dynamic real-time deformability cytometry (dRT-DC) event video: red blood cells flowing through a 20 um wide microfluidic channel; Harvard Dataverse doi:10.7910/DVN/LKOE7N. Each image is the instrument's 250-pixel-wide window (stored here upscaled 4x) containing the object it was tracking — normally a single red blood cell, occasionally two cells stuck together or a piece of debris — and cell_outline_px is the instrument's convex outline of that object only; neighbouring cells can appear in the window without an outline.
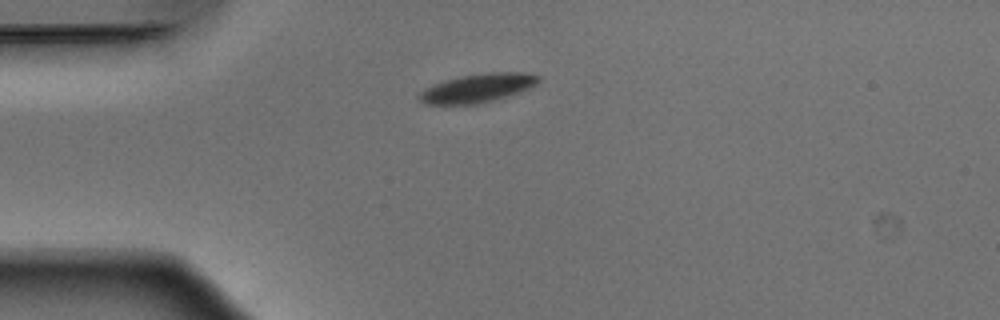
{"species": "Egyptian fruit bat (a non-hibernating species)", "species_latin": "Rousettus aegyptiacus", "temperature_condition": "warm", "stored_images_in_passage": 40, "camera_frame_rate_fps": 3000, "um_per_image_px": 0.085, "animal": {"sex": "male"}, "frame": {"image": 1, "passage_image": 1, "time_ms": 0.0, "image_size_px": [1000, 320], "cell_outline_px": [[540, 80], [536, 84], [528, 88], [508, 96], [476, 104], [428, 104], [420, 100], [416, 96], [424, 88], [432, 84], [444, 80], [460, 76], [488, 72], [524, 72], [540, 76]], "centroid_in_image_um": [40.57, 7.47], "position_along_channel_um": 44.4, "area_um2": 19.88}}
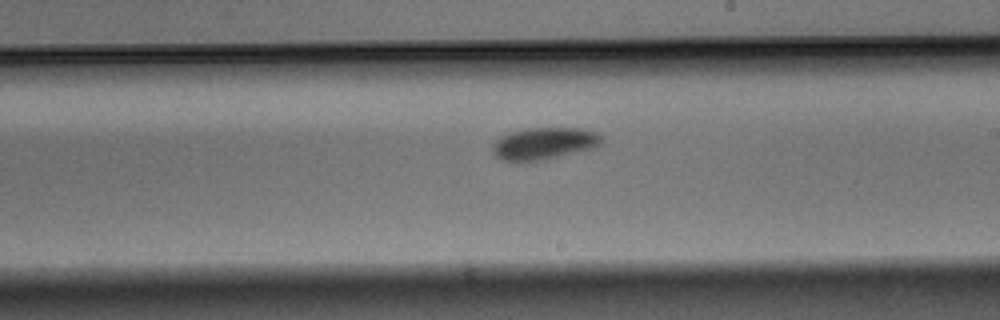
{"frame": {"image": 2, "passage_image": 18, "time_ms": 5.667, "image_size_px": [1000, 320], "cell_outline_px": [[600, 144], [596, 148], [544, 160], [516, 164], [500, 160], [492, 152], [492, 144], [500, 136], [512, 132], [528, 128], [580, 128], [596, 132], [600, 136]], "centroid_in_image_um": [46.18, 12.24], "position_along_channel_um": 242.8, "area_um2": 20.87}}
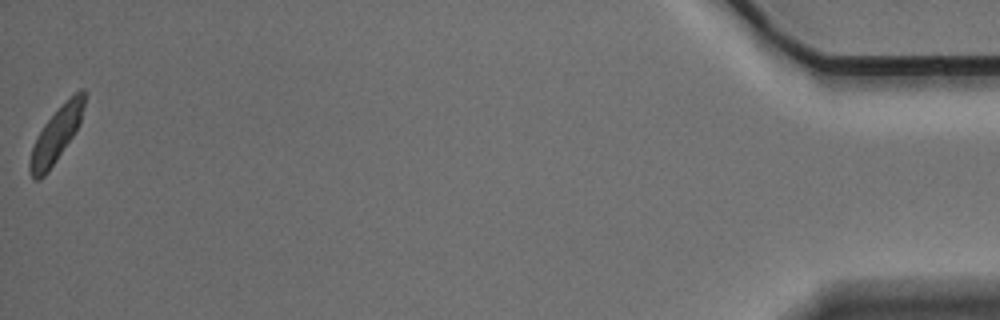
{"frame": {"image": 3, "passage_image": 40, "time_ms": 13.0, "image_size_px": [1000, 320], "cell_outline_px": [[88, 92], [80, 124], [48, 172], [40, 180], [32, 180], [28, 168], [28, 160], [36, 136], [44, 124], [80, 88], [84, 88]], "centroid_in_image_um": [4.77, 11.49], "position_along_channel_um": 430.4, "area_um2": 17.28}, "authors_computed_cell_mechanics": {"area_um2": 19.5942, "velocity_mm_per_s": 3.8563, "shape_relaxation_time_tau1_ms": 3.1539, "shape_relaxation_time_tau2_ms": null, "deformation_change_tau1": 0.1227, "deformation_change_tau2": null}}